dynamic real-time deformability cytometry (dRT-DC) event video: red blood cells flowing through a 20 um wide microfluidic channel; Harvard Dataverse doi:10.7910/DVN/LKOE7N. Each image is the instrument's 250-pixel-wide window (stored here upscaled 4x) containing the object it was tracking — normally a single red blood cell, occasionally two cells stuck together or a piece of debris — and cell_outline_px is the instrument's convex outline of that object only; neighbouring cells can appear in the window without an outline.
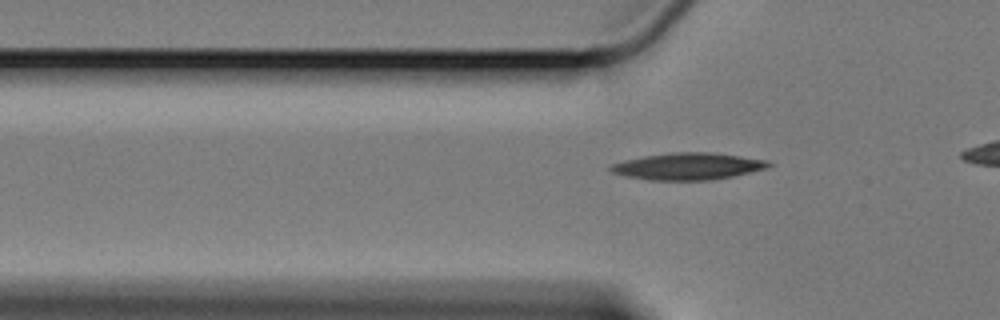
{"species": "Egyptian fruit bat (a non-hibernating species)", "species_latin": "Rousettus aegyptiacus", "temperature_condition": "cold", "stored_images_in_passage": 34, "camera_frame_rate_fps": 3000, "um_per_image_px": 0.085, "animal": {"sex": "female"}, "frame": {"image": 1, "passage_image": 4, "time_ms": 1.0, "image_size_px": [1000, 320], "cell_outline_px": [[772, 164], [764, 168], [732, 176], [712, 180], [652, 180], [628, 176], [612, 172], [608, 168], [612, 164], [624, 160], [644, 156], [672, 152], [716, 152], [768, 160]], "centroid_in_image_um": [58.48, 14.12], "position_along_channel_um": 67.3, "area_um2": 24.57}}
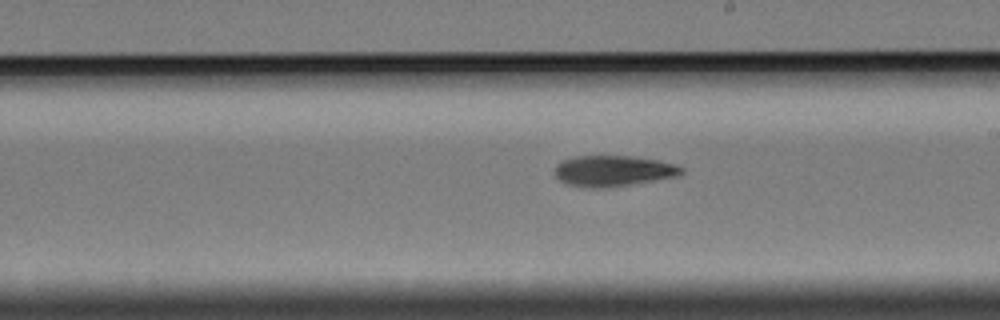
{"frame": {"image": 2, "passage_image": 19, "time_ms": 6.0, "image_size_px": [1000, 320], "cell_outline_px": [[684, 172], [680, 176], [628, 184], [568, 184], [560, 180], [556, 176], [556, 164], [560, 160], [572, 156], [632, 156], [656, 160], [676, 164], [684, 168]], "centroid_in_image_um": [52.19, 14.45], "position_along_channel_um": 236.8, "area_um2": 21.68}}
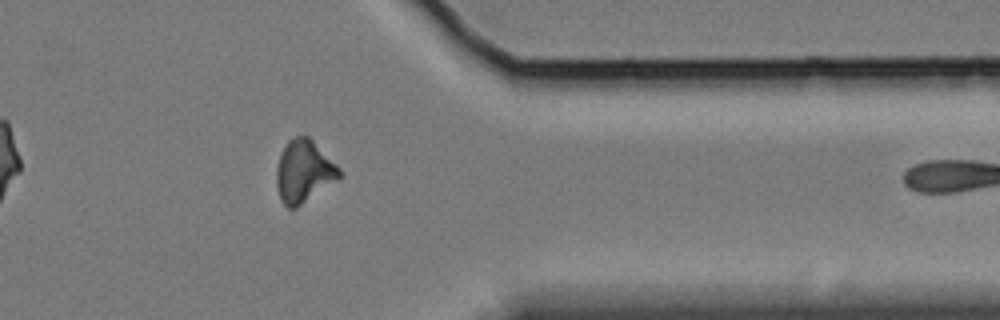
{"frame": {"image": 3, "passage_image": 33, "time_ms": 10.667, "image_size_px": [1000, 320], "cell_outline_px": [[340, 176], [336, 180], [296, 208], [288, 208], [280, 200], [276, 184], [276, 168], [280, 152], [288, 140], [296, 136], [308, 136], [340, 168]], "centroid_in_image_um": [25.78, 14.56], "position_along_channel_um": 385.6, "area_um2": 22.6}}